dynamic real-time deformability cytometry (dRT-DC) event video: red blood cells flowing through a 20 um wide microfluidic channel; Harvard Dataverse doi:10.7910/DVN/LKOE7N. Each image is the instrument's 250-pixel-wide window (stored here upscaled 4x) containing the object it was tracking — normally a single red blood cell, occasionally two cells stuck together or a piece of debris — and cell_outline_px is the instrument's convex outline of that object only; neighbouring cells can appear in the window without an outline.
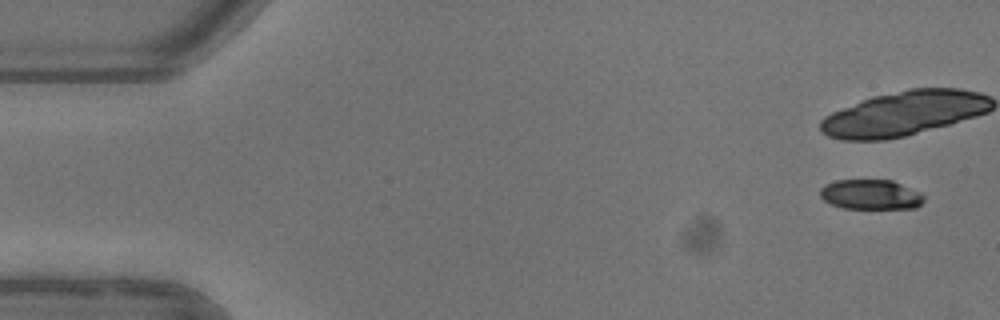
{"species": "common noctule bat (a hibernating species)", "species_latin": "Nyctalus noctula", "temperature_condition": "warm", "stored_images_in_passage": 6, "camera_frame_rate_fps": 3000, "um_per_image_px": 0.085, "animal": {"sex": "female"}, "frame": {"image": 1, "passage_image": 1, "time_ms": 0.0, "image_size_px": [1000, 320], "cell_outline_px": [[924, 200], [916, 208], [844, 208], [832, 204], [824, 200], [820, 196], [820, 188], [824, 184], [836, 180], [892, 180], [920, 192], [924, 196]], "centroid_in_image_um": [74.0, 16.53], "position_along_channel_um": 11.0, "area_um2": 18.03}}